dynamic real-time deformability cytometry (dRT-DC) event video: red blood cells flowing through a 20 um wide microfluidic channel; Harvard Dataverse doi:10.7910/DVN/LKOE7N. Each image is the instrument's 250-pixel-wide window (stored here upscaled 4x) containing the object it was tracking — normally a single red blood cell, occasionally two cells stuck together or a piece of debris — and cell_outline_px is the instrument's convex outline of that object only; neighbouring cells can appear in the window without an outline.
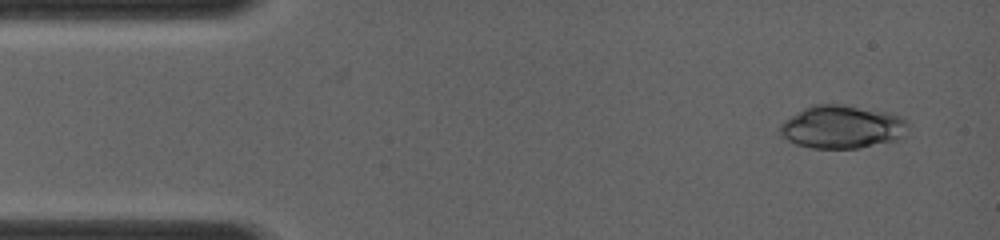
{"species": "common noctule bat (a hibernating species)", "species_latin": "Nyctalus noctula", "temperature_condition": "room temperature", "stored_images_in_passage": 6, "camera_frame_rate_fps": 4000, "um_per_image_px": 0.085, "animal": {"sex": "female", "body_mass_g": 19.0, "forearm_length_mm": 56.7}, "frame": {"image": 1, "passage_image": 1, "time_ms": 0.0, "image_size_px": [1000, 240], "cell_outline_px": [[908, 124], [904, 136], [896, 140], [860, 148], [812, 148], [796, 144], [780, 136], [780, 124], [784, 120], [804, 108], [812, 104], [844, 104], [888, 112], [904, 116]], "centroid_in_image_um": [71.59, 10.78], "position_along_channel_um": 13.4, "area_um2": 32.43}}